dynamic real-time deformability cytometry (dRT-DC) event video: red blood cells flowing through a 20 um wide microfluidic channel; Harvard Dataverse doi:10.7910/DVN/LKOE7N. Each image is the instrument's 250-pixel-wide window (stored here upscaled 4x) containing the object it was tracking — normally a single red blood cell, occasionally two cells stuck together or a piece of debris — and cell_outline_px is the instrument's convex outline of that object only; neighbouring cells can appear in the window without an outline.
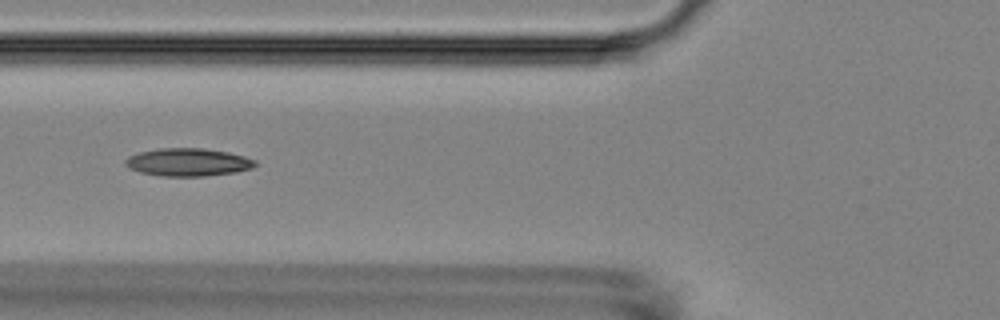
{"species": "Egyptian fruit bat (a non-hibernating species)", "species_latin": "Rousettus aegyptiacus", "temperature_condition": "room temperature", "stored_images_in_passage": 6, "camera_frame_rate_fps": 3000, "um_per_image_px": 0.085, "animal": {"sex": "female"}, "frame": {"image": 1, "passage_image": 6, "time_ms": 6.0, "image_size_px": [1000, 320], "cell_outline_px": [[256, 164], [252, 168], [236, 172], [204, 176], [160, 176], [140, 172], [128, 168], [124, 164], [124, 160], [128, 156], [140, 152], [160, 148], [200, 148], [228, 152], [244, 156], [256, 160]], "centroid_in_image_um": [15.96, 13.79], "position_along_channel_um": 109.8, "area_um2": 21.1}}